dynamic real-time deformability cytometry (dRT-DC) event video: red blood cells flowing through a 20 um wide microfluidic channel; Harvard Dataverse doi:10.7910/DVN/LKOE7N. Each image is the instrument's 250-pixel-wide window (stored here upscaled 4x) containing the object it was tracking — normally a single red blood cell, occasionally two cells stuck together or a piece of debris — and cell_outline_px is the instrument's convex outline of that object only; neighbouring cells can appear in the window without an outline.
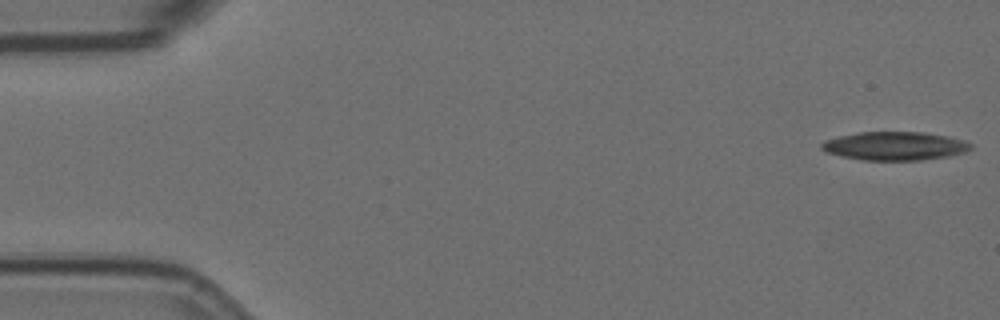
{"species": "Egyptian fruit bat (a non-hibernating species)", "species_latin": "Rousettus aegyptiacus", "temperature_condition": "room temperature", "stored_images_in_passage": 56, "camera_frame_rate_fps": 3000, "um_per_image_px": 0.085, "animal": {"sex": "female"}, "frame": {"image": 1, "passage_image": 1, "time_ms": 0.0, "image_size_px": [1000, 320], "cell_outline_px": [[972, 148], [964, 152], [948, 156], [920, 160], [864, 160], [840, 156], [828, 152], [820, 148], [820, 144], [824, 140], [856, 132], [924, 132], [964, 140], [972, 144]], "centroid_in_image_um": [76.03, 12.4], "position_along_channel_um": 9.0, "area_um2": 24.68}}
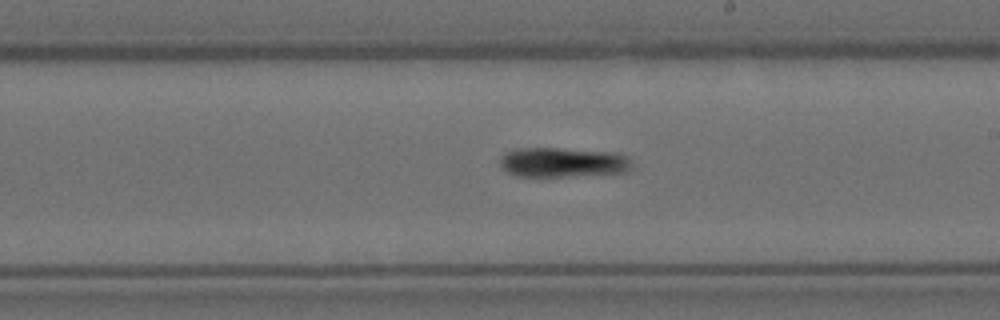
{"frame": {"image": 2, "passage_image": 32, "time_ms": 10.333, "image_size_px": [1000, 320], "cell_outline_px": [[636, 168], [628, 172], [564, 176], [516, 176], [500, 168], [500, 156], [504, 152], [516, 148], [556, 148], [616, 152], [628, 156], [632, 160]], "centroid_in_image_um": [47.88, 13.79], "position_along_channel_um": 241.1, "area_um2": 23.29}}
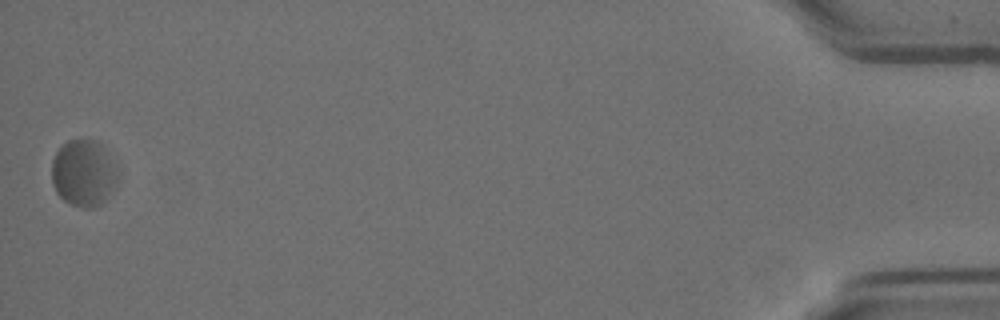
{"frame": {"image": 3, "passage_image": 56, "time_ms": 18.333, "image_size_px": [1000, 320], "cell_outline_px": [[116, 184], [104, 200], [100, 204], [92, 208], [84, 208], [68, 204], [56, 192], [52, 184], [52, 160], [56, 152], [68, 140], [100, 140], [104, 144], [116, 168]], "centroid_in_image_um": [7.09, 14.7], "position_along_channel_um": 428.1, "area_um2": 25.66}, "authors_computed_cell_mechanics": {"area_um2": 24.2182, "velocity_mm_per_s": 3.532, "shape_relaxation_time_tau1_ms": 2.8814, "shape_relaxation_time_tau2_ms": null, "deformation_change_tau1": 0.1128, "deformation_change_tau2": null}}